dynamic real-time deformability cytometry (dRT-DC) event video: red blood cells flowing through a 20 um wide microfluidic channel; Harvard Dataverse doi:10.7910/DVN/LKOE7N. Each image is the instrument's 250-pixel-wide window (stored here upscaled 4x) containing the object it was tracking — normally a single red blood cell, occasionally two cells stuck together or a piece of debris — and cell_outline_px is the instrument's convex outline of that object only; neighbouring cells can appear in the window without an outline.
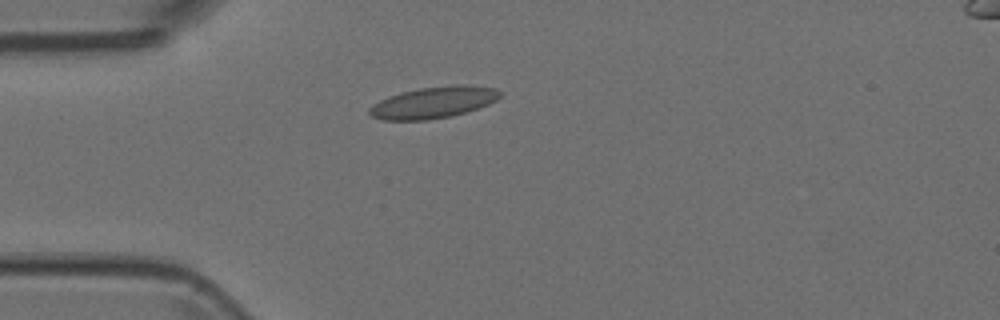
{"species": "Egyptian fruit bat (a non-hibernating species)", "species_latin": "Rousettus aegyptiacus", "temperature_condition": "room temperature", "stored_images_in_passage": 6, "camera_frame_rate_fps": 3000, "um_per_image_px": 0.085, "animal": {"sex": "female"}, "frame": {"image": 1, "passage_image": 4, "time_ms": 1.0, "image_size_px": [1000, 320], "cell_outline_px": [[500, 96], [496, 100], [488, 104], [464, 112], [448, 116], [428, 120], [384, 120], [372, 116], [368, 112], [368, 108], [372, 104], [388, 96], [400, 92], [420, 88], [456, 84], [464, 84], [496, 88], [500, 92]], "centroid_in_image_um": [36.81, 8.69], "position_along_channel_um": 48.2, "area_um2": 23.87}}
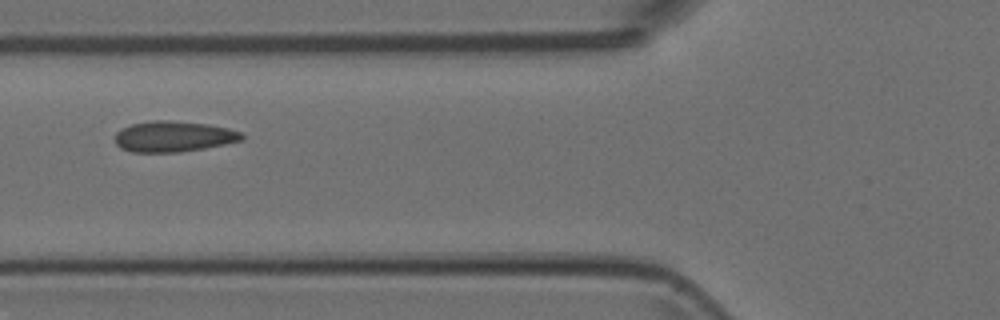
{"frame": {"image": 2, "passage_image": 6, "time_ms": 1.667, "image_size_px": [1000, 320], "cell_outline_px": [[244, 140], [204, 148], [180, 152], [132, 152], [120, 148], [116, 144], [116, 132], [120, 128], [132, 124], [152, 120], [168, 120], [208, 124], [228, 128], [240, 132], [244, 136]], "centroid_in_image_um": [14.74, 11.6], "position_along_channel_um": 111.1, "area_um2": 22.77}}